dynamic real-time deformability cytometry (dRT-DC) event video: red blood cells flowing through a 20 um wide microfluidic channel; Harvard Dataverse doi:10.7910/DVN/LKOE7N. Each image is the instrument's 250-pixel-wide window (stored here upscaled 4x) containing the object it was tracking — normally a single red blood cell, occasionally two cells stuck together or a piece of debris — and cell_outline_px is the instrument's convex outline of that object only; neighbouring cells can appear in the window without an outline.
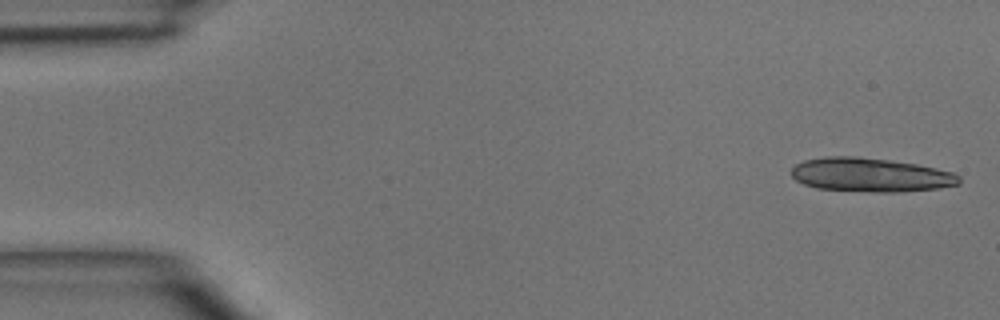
{"species": "common noctule bat (a hibernating species)", "species_latin": "Nyctalus noctula", "temperature_condition": "room temperature", "stored_images_in_passage": 4, "camera_frame_rate_fps": 3000, "um_per_image_px": 0.085, "animal": {"sex": "male", "body_mass_g": 15.6}, "frame": {"image": 1, "passage_image": 1, "time_ms": 0.0, "image_size_px": [1000, 320], "cell_outline_px": [[960, 184], [940, 188], [896, 192], [876, 192], [816, 188], [804, 184], [796, 180], [792, 176], [792, 168], [796, 164], [804, 160], [824, 156], [856, 156], [888, 160], [916, 164], [936, 168], [952, 172], [960, 176]], "centroid_in_image_um": [73.99, 14.86], "position_along_channel_um": 11.0, "area_um2": 33.12}}